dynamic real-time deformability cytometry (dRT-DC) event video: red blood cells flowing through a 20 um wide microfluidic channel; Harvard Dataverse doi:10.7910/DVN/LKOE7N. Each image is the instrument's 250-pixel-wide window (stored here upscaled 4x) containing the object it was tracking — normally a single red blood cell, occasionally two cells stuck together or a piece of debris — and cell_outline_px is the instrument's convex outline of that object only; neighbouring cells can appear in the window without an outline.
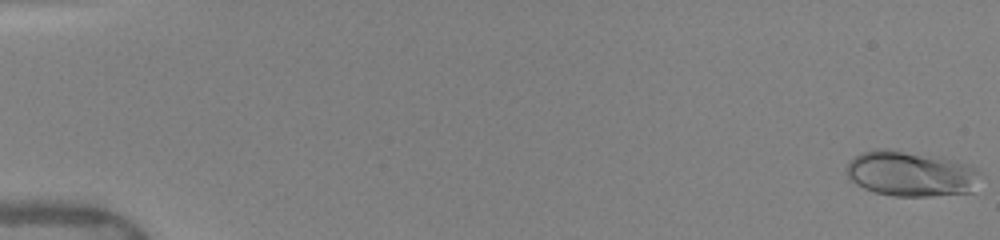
{"species": "human", "species_latin": "Homo sapiens", "temperature_condition": "warm", "stored_images_in_passage": 50, "camera_frame_rate_fps": 3000, "um_per_image_px": 0.085, "donor": {"sex": "female"}, "frame": {"image": 1, "passage_image": 1, "time_ms": 0.0, "image_size_px": [1000, 240], "cell_outline_px": [[980, 172], [972, 192], [928, 196], [896, 196], [876, 192], [864, 188], [856, 184], [848, 176], [848, 164], [860, 152], [876, 148], [892, 148], [940, 156], [956, 160], [968, 164], [976, 168]], "centroid_in_image_um": [77.43, 14.73], "position_along_channel_um": 7.6, "area_um2": 35.49}}
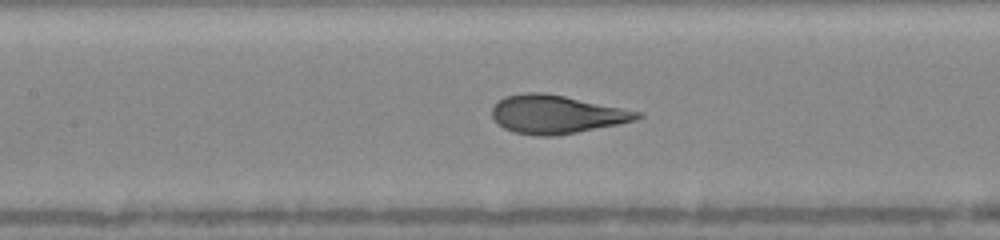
{"frame": {"image": 2, "passage_image": 25, "time_ms": 8.0, "image_size_px": [1000, 240], "cell_outline_px": [[644, 116], [636, 120], [556, 136], [536, 136], [512, 132], [504, 128], [492, 116], [492, 108], [504, 96], [524, 92], [544, 92], [644, 112]], "centroid_in_image_um": [47.3, 9.71], "position_along_channel_um": 160.1, "area_um2": 32.37}}
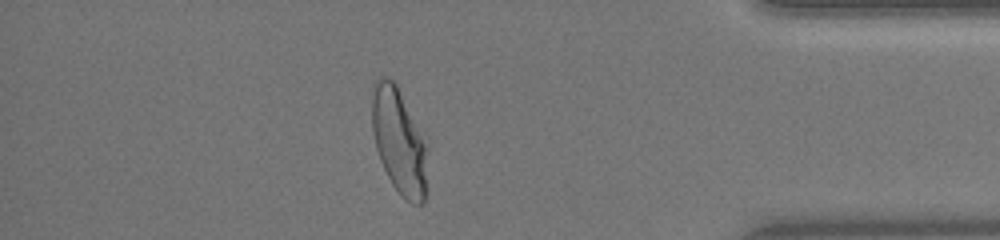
{"frame": {"image": 3, "passage_image": 45, "time_ms": 14.667, "image_size_px": [1000, 240], "cell_outline_px": [[428, 148], [424, 204], [412, 204], [404, 200], [400, 196], [392, 184], [380, 160], [376, 148], [372, 132], [372, 84], [380, 76], [384, 76], [392, 80], [396, 84]], "centroid_in_image_um": [33.9, 12.03], "position_along_channel_um": 401.3, "area_um2": 34.04}}